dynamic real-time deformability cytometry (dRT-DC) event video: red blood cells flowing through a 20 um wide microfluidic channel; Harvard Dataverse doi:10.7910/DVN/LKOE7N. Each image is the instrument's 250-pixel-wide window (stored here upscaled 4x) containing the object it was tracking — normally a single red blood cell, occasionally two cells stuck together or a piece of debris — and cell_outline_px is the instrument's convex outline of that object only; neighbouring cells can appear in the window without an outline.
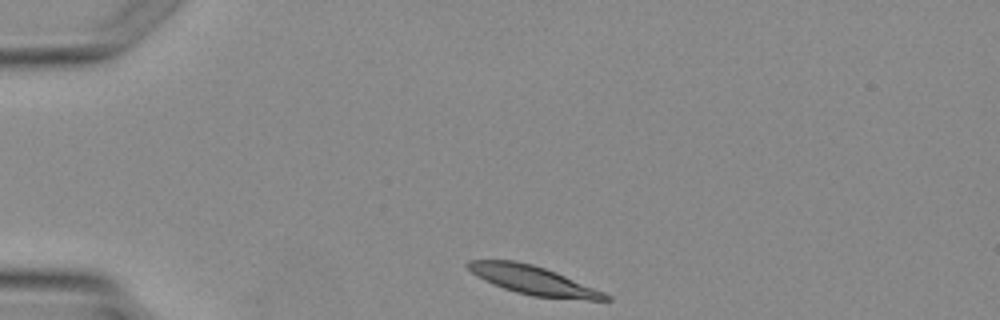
{"species": "Egyptian fruit bat (a non-hibernating species)", "species_latin": "Rousettus aegyptiacus", "temperature_condition": "warm", "stored_images_in_passage": 4, "segment_of_instrument_passage": [2, 2], "camera_frame_rate_fps": 3000, "um_per_image_px": 0.085, "animal": {"sex": "female"}, "frame": {"image": 1, "passage_image": 4, "time_ms": 3.667, "image_size_px": [1000, 320], "cell_outline_px": [[612, 300], [588, 300], [532, 296], [516, 292], [492, 284], [484, 280], [472, 272], [464, 264], [468, 260], [516, 260], [532, 264], [556, 272], [604, 292], [612, 296]], "centroid_in_image_um": [45.33, 23.82], "position_along_channel_um": 39.7, "area_um2": 22.95}}